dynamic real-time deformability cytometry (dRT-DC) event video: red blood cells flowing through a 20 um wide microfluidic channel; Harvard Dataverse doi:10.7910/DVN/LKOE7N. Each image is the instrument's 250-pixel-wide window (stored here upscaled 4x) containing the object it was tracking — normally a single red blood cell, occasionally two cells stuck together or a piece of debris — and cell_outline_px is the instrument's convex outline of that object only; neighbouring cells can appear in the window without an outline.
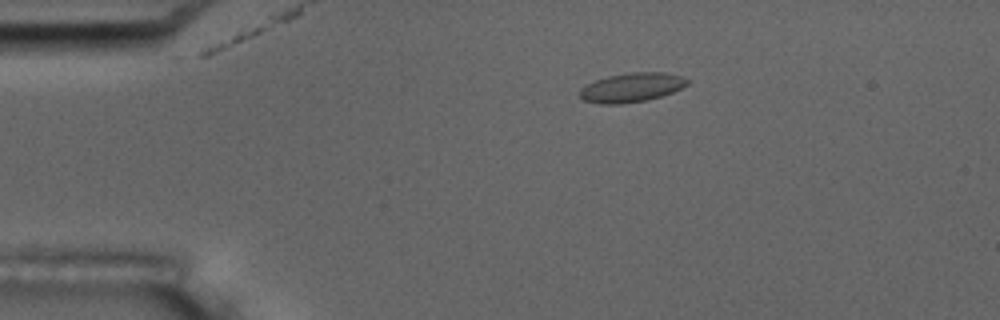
{"species": "common noctule bat (a hibernating species)", "species_latin": "Nyctalus noctula", "temperature_condition": "room temperature", "stored_images_in_passage": 16, "camera_frame_rate_fps": 3000, "um_per_image_px": 0.085, "animal": {"sex": "male", "body_mass_g": 17.5, "forearm_length_mm": 52.3}, "frame": {"image": 1, "passage_image": 3, "time_ms": 2.333, "image_size_px": [1000, 320], "cell_outline_px": [[688, 84], [672, 92], [660, 96], [644, 100], [620, 104], [600, 104], [584, 100], [580, 96], [580, 88], [596, 80], [608, 76], [628, 72], [664, 72], [680, 76], [688, 80]], "centroid_in_image_um": [53.66, 7.43], "position_along_channel_um": 31.3, "area_um2": 18.03}, "authors_computed_cell_mechanics": {"area_um2": 17.6579, "velocity_mm_per_s": 3.5193, "shape_relaxation_time_tau1_ms": 3.6868, "shape_relaxation_time_tau2_ms": null, "deformation_change_tau1": 0.0886, "deformation_change_tau2": null}}